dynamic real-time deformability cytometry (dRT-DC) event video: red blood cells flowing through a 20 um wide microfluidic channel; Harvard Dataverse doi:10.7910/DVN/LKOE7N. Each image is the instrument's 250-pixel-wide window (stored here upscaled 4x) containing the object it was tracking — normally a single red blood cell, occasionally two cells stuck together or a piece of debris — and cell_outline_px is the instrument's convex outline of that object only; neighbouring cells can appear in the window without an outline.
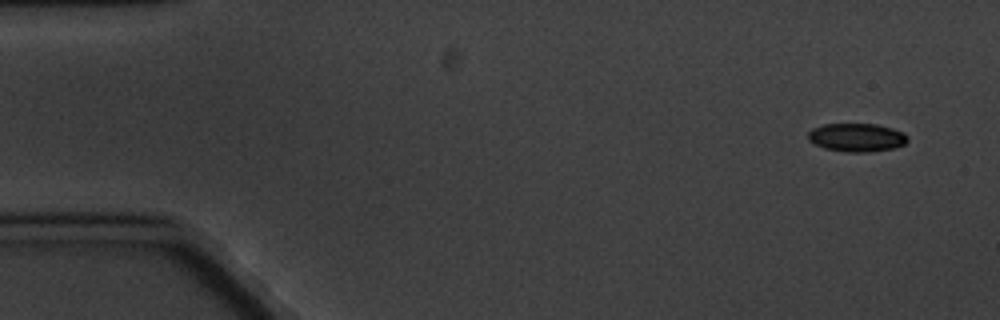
{"species": "common noctule bat (a hibernating species)", "species_latin": "Nyctalus noctula", "temperature_condition": "cold", "stored_images_in_passage": 5, "camera_frame_rate_fps": 3000, "um_per_image_px": 0.085, "animal": {"sex": "male", "body_mass_g": 20.1, "forearm_length_mm": 53.5}, "frame": {"image": 1, "passage_image": 1, "time_ms": 0.0, "image_size_px": [1000, 320], "cell_outline_px": [[908, 140], [904, 144], [892, 148], [868, 152], [848, 152], [824, 148], [808, 140], [808, 132], [812, 128], [824, 124], [876, 124], [892, 128], [904, 132], [908, 136]], "centroid_in_image_um": [72.82, 11.67], "position_along_channel_um": 12.2, "area_um2": 16.42}}
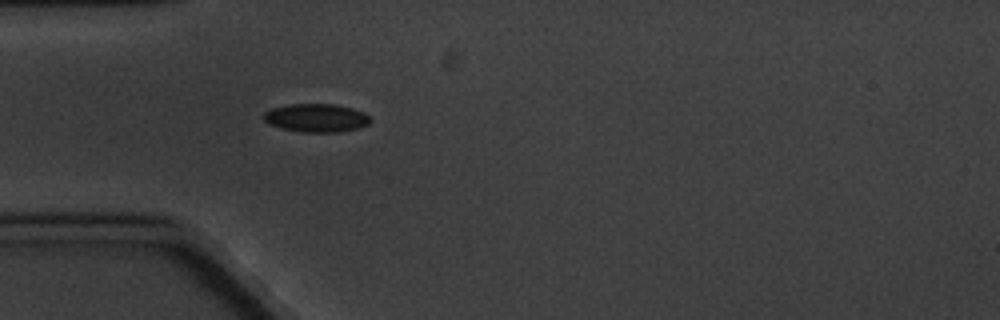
{"frame": {"image": 2, "passage_image": 5, "time_ms": 4.667, "image_size_px": [1000, 320], "cell_outline_px": [[372, 120], [368, 124], [360, 128], [336, 132], [300, 132], [268, 124], [264, 120], [264, 112], [272, 108], [288, 104], [332, 104], [352, 108], [364, 112]], "centroid_in_image_um": [26.89, 10.02], "position_along_channel_um": 58.1, "area_um2": 17.57}}